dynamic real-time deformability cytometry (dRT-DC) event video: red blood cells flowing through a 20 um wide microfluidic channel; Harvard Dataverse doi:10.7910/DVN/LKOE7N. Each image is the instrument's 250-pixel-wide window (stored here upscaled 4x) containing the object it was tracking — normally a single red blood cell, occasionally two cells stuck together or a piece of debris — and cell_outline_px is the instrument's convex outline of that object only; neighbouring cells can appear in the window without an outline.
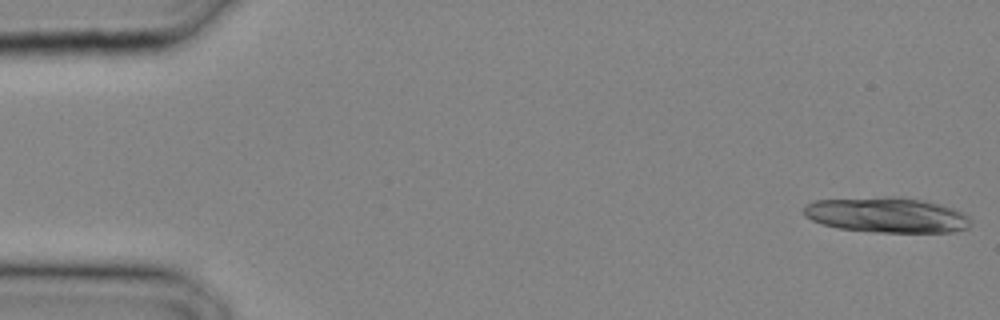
{"species": "common noctule bat (a hibernating species)", "species_latin": "Nyctalus noctula", "temperature_condition": "cold", "stored_images_in_passage": 17, "camera_frame_rate_fps": 3000, "um_per_image_px": 0.085, "animal": {"sex": "male", "body_mass_g": 20.4}, "frame": {"image": 1, "passage_image": 1, "time_ms": 0.0, "image_size_px": [1000, 320], "cell_outline_px": [[968, 228], [952, 232], [872, 232], [840, 228], [824, 224], [812, 220], [804, 216], [804, 204], [812, 200], [884, 196], [900, 196], [924, 200], [940, 204], [964, 212], [968, 216]], "centroid_in_image_um": [75.34, 18.25], "position_along_channel_um": 9.7, "area_um2": 34.56}}
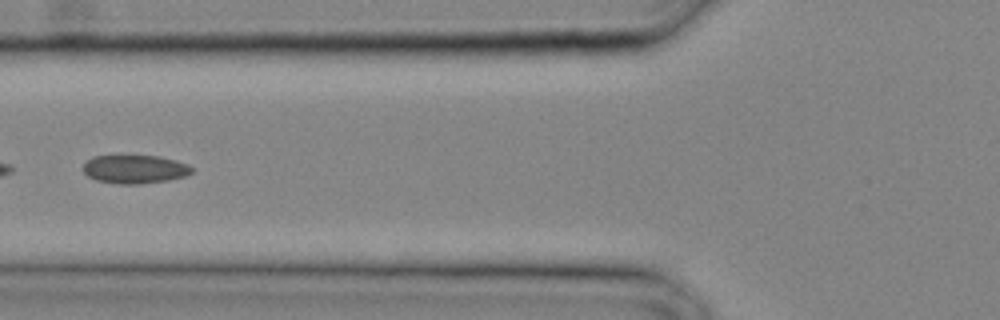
{"frame": {"image": 2, "passage_image": 12, "time_ms": 3.667, "image_size_px": [1000, 320], "cell_outline_px": [[192, 172], [184, 176], [168, 180], [136, 184], [116, 184], [96, 180], [88, 176], [84, 172], [84, 164], [92, 156], [116, 152], [156, 156], [176, 160], [188, 164], [192, 168]], "centroid_in_image_um": [11.39, 14.32], "position_along_channel_um": 114.4, "area_um2": 18.79}}
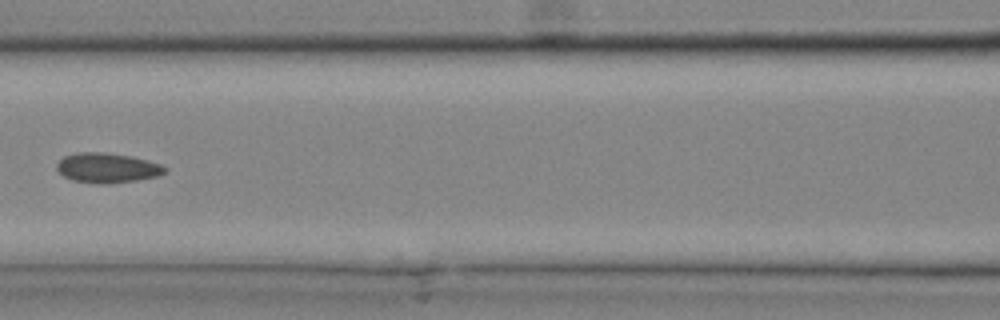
{"frame": {"image": 3, "passage_image": 14, "time_ms": 4.333, "image_size_px": [1000, 320], "cell_outline_px": [[168, 168], [164, 172], [156, 176], [136, 180], [108, 184], [100, 184], [72, 180], [64, 176], [56, 168], [56, 164], [64, 156], [80, 152], [104, 152], [132, 156], [148, 160], [160, 164]], "centroid_in_image_um": [9.11, 14.26], "position_along_channel_um": 157.5, "area_um2": 18.73}}